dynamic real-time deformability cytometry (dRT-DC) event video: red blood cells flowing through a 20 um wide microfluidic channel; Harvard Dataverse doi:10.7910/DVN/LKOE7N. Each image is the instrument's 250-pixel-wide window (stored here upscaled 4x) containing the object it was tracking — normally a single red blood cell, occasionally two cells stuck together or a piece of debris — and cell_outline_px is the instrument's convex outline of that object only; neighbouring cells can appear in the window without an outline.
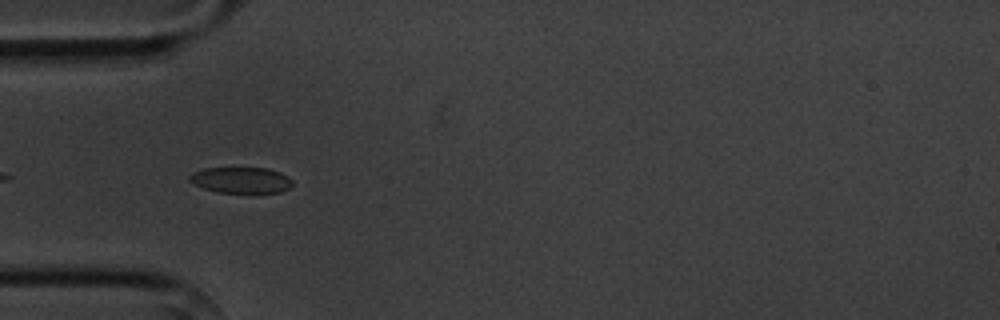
{"species": "common noctule bat (a hibernating species)", "species_latin": "Nyctalus noctula", "temperature_condition": "cold", "stored_images_in_passage": 9, "camera_frame_rate_fps": 3000, "um_per_image_px": 0.085, "animal": {"sex": "male", "body_mass_g": 20.1, "forearm_length_mm": 53.5}, "frame": {"image": 1, "passage_image": 4, "time_ms": 3.667, "image_size_px": [1000, 320], "cell_outline_px": [[292, 184], [288, 188], [280, 192], [252, 196], [216, 192], [192, 184], [188, 180], [188, 176], [192, 172], [204, 168], [268, 168], [280, 172], [292, 180]], "centroid_in_image_um": [20.47, 15.36], "position_along_channel_um": 64.5, "area_um2": 16.47}}
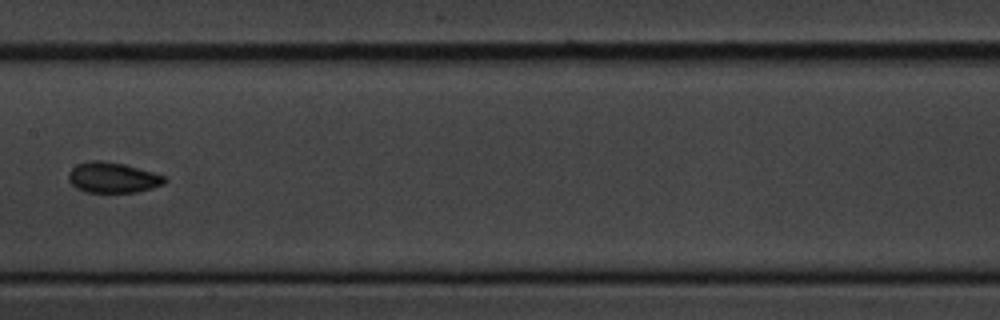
{"frame": {"image": 2, "passage_image": 7, "time_ms": 7.333, "image_size_px": [1000, 320], "cell_outline_px": [[168, 180], [164, 184], [152, 188], [136, 192], [84, 192], [76, 188], [68, 180], [68, 172], [76, 164], [88, 160], [100, 160], [124, 164], [152, 172], [164, 176]], "centroid_in_image_um": [9.55, 15.09], "position_along_channel_um": 197.8, "area_um2": 17.17}}
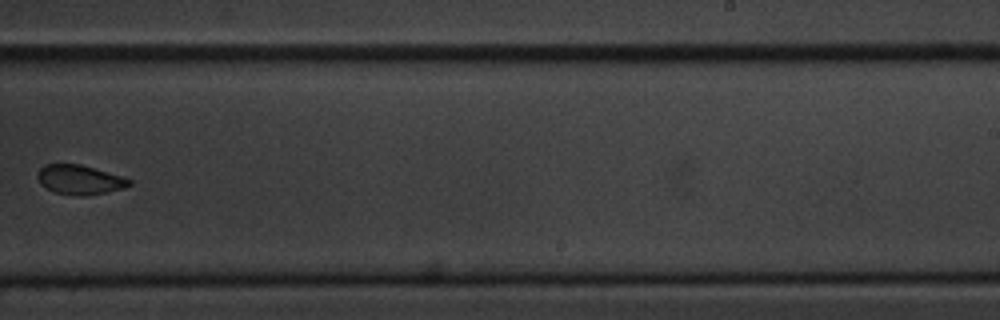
{"frame": {"image": 3, "passage_image": 9, "time_ms": 9.667, "image_size_px": [1000, 320], "cell_outline_px": [[132, 184], [124, 188], [88, 196], [80, 196], [56, 192], [40, 184], [36, 176], [36, 172], [44, 164], [80, 164], [120, 176], [132, 180]], "centroid_in_image_um": [6.75, 15.27], "position_along_channel_um": 282.3, "area_um2": 15.66}}